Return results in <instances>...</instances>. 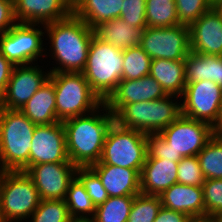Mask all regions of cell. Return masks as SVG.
Here are the masks:
<instances>
[{"instance_id":"1","label":"cell","mask_w":222,"mask_h":222,"mask_svg":"<svg viewBox=\"0 0 222 222\" xmlns=\"http://www.w3.org/2000/svg\"><path fill=\"white\" fill-rule=\"evenodd\" d=\"M100 109L103 112L99 111ZM62 123L65 129L67 154L71 163L76 167H90L98 163L107 132L114 123V115L107 106L103 103L89 115L72 117Z\"/></svg>"},{"instance_id":"2","label":"cell","mask_w":222,"mask_h":222,"mask_svg":"<svg viewBox=\"0 0 222 222\" xmlns=\"http://www.w3.org/2000/svg\"><path fill=\"white\" fill-rule=\"evenodd\" d=\"M43 29L50 39L51 58L59 65L50 69V73H82L94 30L73 13L63 20L45 24Z\"/></svg>"},{"instance_id":"3","label":"cell","mask_w":222,"mask_h":222,"mask_svg":"<svg viewBox=\"0 0 222 222\" xmlns=\"http://www.w3.org/2000/svg\"><path fill=\"white\" fill-rule=\"evenodd\" d=\"M36 124L20 110L0 107V171L29 169V154Z\"/></svg>"},{"instance_id":"4","label":"cell","mask_w":222,"mask_h":222,"mask_svg":"<svg viewBox=\"0 0 222 222\" xmlns=\"http://www.w3.org/2000/svg\"><path fill=\"white\" fill-rule=\"evenodd\" d=\"M174 98L179 97L167 95L157 100L123 105L114 114V122L126 129L157 134L181 115V104L172 100Z\"/></svg>"},{"instance_id":"5","label":"cell","mask_w":222,"mask_h":222,"mask_svg":"<svg viewBox=\"0 0 222 222\" xmlns=\"http://www.w3.org/2000/svg\"><path fill=\"white\" fill-rule=\"evenodd\" d=\"M123 50L95 35L88 50L83 75L91 89L104 102L122 80Z\"/></svg>"},{"instance_id":"6","label":"cell","mask_w":222,"mask_h":222,"mask_svg":"<svg viewBox=\"0 0 222 222\" xmlns=\"http://www.w3.org/2000/svg\"><path fill=\"white\" fill-rule=\"evenodd\" d=\"M49 80L54 84L59 121L89 114L104 103L91 89L83 73H50Z\"/></svg>"},{"instance_id":"7","label":"cell","mask_w":222,"mask_h":222,"mask_svg":"<svg viewBox=\"0 0 222 222\" xmlns=\"http://www.w3.org/2000/svg\"><path fill=\"white\" fill-rule=\"evenodd\" d=\"M40 201L39 192L26 172L0 171V203L4 222L25 221Z\"/></svg>"},{"instance_id":"8","label":"cell","mask_w":222,"mask_h":222,"mask_svg":"<svg viewBox=\"0 0 222 222\" xmlns=\"http://www.w3.org/2000/svg\"><path fill=\"white\" fill-rule=\"evenodd\" d=\"M147 154V134L114 122L107 132L101 159L95 164L114 165L140 173Z\"/></svg>"},{"instance_id":"9","label":"cell","mask_w":222,"mask_h":222,"mask_svg":"<svg viewBox=\"0 0 222 222\" xmlns=\"http://www.w3.org/2000/svg\"><path fill=\"white\" fill-rule=\"evenodd\" d=\"M36 26L40 27L17 22L7 32L0 33V53L14 66L33 64L43 55L45 32Z\"/></svg>"},{"instance_id":"10","label":"cell","mask_w":222,"mask_h":222,"mask_svg":"<svg viewBox=\"0 0 222 222\" xmlns=\"http://www.w3.org/2000/svg\"><path fill=\"white\" fill-rule=\"evenodd\" d=\"M139 46L152 60H185L191 51L190 28L184 25L146 27Z\"/></svg>"},{"instance_id":"11","label":"cell","mask_w":222,"mask_h":222,"mask_svg":"<svg viewBox=\"0 0 222 222\" xmlns=\"http://www.w3.org/2000/svg\"><path fill=\"white\" fill-rule=\"evenodd\" d=\"M181 115L217 125L222 103V88L210 80L186 83L182 95Z\"/></svg>"},{"instance_id":"12","label":"cell","mask_w":222,"mask_h":222,"mask_svg":"<svg viewBox=\"0 0 222 222\" xmlns=\"http://www.w3.org/2000/svg\"><path fill=\"white\" fill-rule=\"evenodd\" d=\"M182 157L197 156L215 135L214 128L203 121L180 115L158 133Z\"/></svg>"},{"instance_id":"13","label":"cell","mask_w":222,"mask_h":222,"mask_svg":"<svg viewBox=\"0 0 222 222\" xmlns=\"http://www.w3.org/2000/svg\"><path fill=\"white\" fill-rule=\"evenodd\" d=\"M29 154V168L45 163H71L67 154L62 121L36 125Z\"/></svg>"},{"instance_id":"14","label":"cell","mask_w":222,"mask_h":222,"mask_svg":"<svg viewBox=\"0 0 222 222\" xmlns=\"http://www.w3.org/2000/svg\"><path fill=\"white\" fill-rule=\"evenodd\" d=\"M42 71L39 65L14 66L0 107L20 110L26 102L43 86L50 76V71Z\"/></svg>"},{"instance_id":"15","label":"cell","mask_w":222,"mask_h":222,"mask_svg":"<svg viewBox=\"0 0 222 222\" xmlns=\"http://www.w3.org/2000/svg\"><path fill=\"white\" fill-rule=\"evenodd\" d=\"M76 169L73 163H45L31 166L26 174L33 180L41 200H65Z\"/></svg>"},{"instance_id":"16","label":"cell","mask_w":222,"mask_h":222,"mask_svg":"<svg viewBox=\"0 0 222 222\" xmlns=\"http://www.w3.org/2000/svg\"><path fill=\"white\" fill-rule=\"evenodd\" d=\"M166 96L161 84L151 75H146L140 79L121 80L104 104L114 115L123 105L157 100Z\"/></svg>"},{"instance_id":"17","label":"cell","mask_w":222,"mask_h":222,"mask_svg":"<svg viewBox=\"0 0 222 222\" xmlns=\"http://www.w3.org/2000/svg\"><path fill=\"white\" fill-rule=\"evenodd\" d=\"M73 0H15L17 22L45 25L72 14Z\"/></svg>"},{"instance_id":"18","label":"cell","mask_w":222,"mask_h":222,"mask_svg":"<svg viewBox=\"0 0 222 222\" xmlns=\"http://www.w3.org/2000/svg\"><path fill=\"white\" fill-rule=\"evenodd\" d=\"M189 28L192 52L222 56V17L214 7Z\"/></svg>"},{"instance_id":"19","label":"cell","mask_w":222,"mask_h":222,"mask_svg":"<svg viewBox=\"0 0 222 222\" xmlns=\"http://www.w3.org/2000/svg\"><path fill=\"white\" fill-rule=\"evenodd\" d=\"M90 168L98 175L109 197L136 196L140 191V173L107 164H93Z\"/></svg>"},{"instance_id":"20","label":"cell","mask_w":222,"mask_h":222,"mask_svg":"<svg viewBox=\"0 0 222 222\" xmlns=\"http://www.w3.org/2000/svg\"><path fill=\"white\" fill-rule=\"evenodd\" d=\"M178 163L168 159L146 158L140 172L141 193L159 196L176 184Z\"/></svg>"},{"instance_id":"21","label":"cell","mask_w":222,"mask_h":222,"mask_svg":"<svg viewBox=\"0 0 222 222\" xmlns=\"http://www.w3.org/2000/svg\"><path fill=\"white\" fill-rule=\"evenodd\" d=\"M163 207L193 217H205V204L202 187L173 184L161 195Z\"/></svg>"},{"instance_id":"22","label":"cell","mask_w":222,"mask_h":222,"mask_svg":"<svg viewBox=\"0 0 222 222\" xmlns=\"http://www.w3.org/2000/svg\"><path fill=\"white\" fill-rule=\"evenodd\" d=\"M20 111L36 125H49L59 122L56 115L54 84L48 79Z\"/></svg>"},{"instance_id":"23","label":"cell","mask_w":222,"mask_h":222,"mask_svg":"<svg viewBox=\"0 0 222 222\" xmlns=\"http://www.w3.org/2000/svg\"><path fill=\"white\" fill-rule=\"evenodd\" d=\"M124 0H73L72 13L94 29L113 18H120Z\"/></svg>"},{"instance_id":"24","label":"cell","mask_w":222,"mask_h":222,"mask_svg":"<svg viewBox=\"0 0 222 222\" xmlns=\"http://www.w3.org/2000/svg\"><path fill=\"white\" fill-rule=\"evenodd\" d=\"M93 30L98 39L108 42L121 50L138 46L143 33L142 28L133 27L121 18L105 21L97 25Z\"/></svg>"},{"instance_id":"25","label":"cell","mask_w":222,"mask_h":222,"mask_svg":"<svg viewBox=\"0 0 222 222\" xmlns=\"http://www.w3.org/2000/svg\"><path fill=\"white\" fill-rule=\"evenodd\" d=\"M184 65L186 83L210 80L222 88V56L190 51Z\"/></svg>"},{"instance_id":"26","label":"cell","mask_w":222,"mask_h":222,"mask_svg":"<svg viewBox=\"0 0 222 222\" xmlns=\"http://www.w3.org/2000/svg\"><path fill=\"white\" fill-rule=\"evenodd\" d=\"M185 60L155 59L151 61L149 75H151L167 95L181 96L184 93Z\"/></svg>"},{"instance_id":"27","label":"cell","mask_w":222,"mask_h":222,"mask_svg":"<svg viewBox=\"0 0 222 222\" xmlns=\"http://www.w3.org/2000/svg\"><path fill=\"white\" fill-rule=\"evenodd\" d=\"M65 202L71 218L85 219L93 218L95 215L96 207L88 196L85 186L77 177L69 183Z\"/></svg>"},{"instance_id":"28","label":"cell","mask_w":222,"mask_h":222,"mask_svg":"<svg viewBox=\"0 0 222 222\" xmlns=\"http://www.w3.org/2000/svg\"><path fill=\"white\" fill-rule=\"evenodd\" d=\"M197 158L205 179H222V135L215 134Z\"/></svg>"},{"instance_id":"29","label":"cell","mask_w":222,"mask_h":222,"mask_svg":"<svg viewBox=\"0 0 222 222\" xmlns=\"http://www.w3.org/2000/svg\"><path fill=\"white\" fill-rule=\"evenodd\" d=\"M147 27L180 25L175 0H146Z\"/></svg>"},{"instance_id":"30","label":"cell","mask_w":222,"mask_h":222,"mask_svg":"<svg viewBox=\"0 0 222 222\" xmlns=\"http://www.w3.org/2000/svg\"><path fill=\"white\" fill-rule=\"evenodd\" d=\"M135 196L108 197L96 206L95 222H127Z\"/></svg>"},{"instance_id":"31","label":"cell","mask_w":222,"mask_h":222,"mask_svg":"<svg viewBox=\"0 0 222 222\" xmlns=\"http://www.w3.org/2000/svg\"><path fill=\"white\" fill-rule=\"evenodd\" d=\"M151 61L139 45L123 50L122 80L140 79L149 75Z\"/></svg>"},{"instance_id":"32","label":"cell","mask_w":222,"mask_h":222,"mask_svg":"<svg viewBox=\"0 0 222 222\" xmlns=\"http://www.w3.org/2000/svg\"><path fill=\"white\" fill-rule=\"evenodd\" d=\"M161 207L159 196L140 193L134 197L127 222H154Z\"/></svg>"},{"instance_id":"33","label":"cell","mask_w":222,"mask_h":222,"mask_svg":"<svg viewBox=\"0 0 222 222\" xmlns=\"http://www.w3.org/2000/svg\"><path fill=\"white\" fill-rule=\"evenodd\" d=\"M30 222H70L72 219L65 200H41Z\"/></svg>"},{"instance_id":"34","label":"cell","mask_w":222,"mask_h":222,"mask_svg":"<svg viewBox=\"0 0 222 222\" xmlns=\"http://www.w3.org/2000/svg\"><path fill=\"white\" fill-rule=\"evenodd\" d=\"M76 177L85 186L88 196L96 206L108 199V194L98 175L90 167H77Z\"/></svg>"},{"instance_id":"35","label":"cell","mask_w":222,"mask_h":222,"mask_svg":"<svg viewBox=\"0 0 222 222\" xmlns=\"http://www.w3.org/2000/svg\"><path fill=\"white\" fill-rule=\"evenodd\" d=\"M175 4L180 25L188 27L213 7L209 0H175Z\"/></svg>"},{"instance_id":"36","label":"cell","mask_w":222,"mask_h":222,"mask_svg":"<svg viewBox=\"0 0 222 222\" xmlns=\"http://www.w3.org/2000/svg\"><path fill=\"white\" fill-rule=\"evenodd\" d=\"M202 190L205 216L219 218L222 215V179H205Z\"/></svg>"},{"instance_id":"37","label":"cell","mask_w":222,"mask_h":222,"mask_svg":"<svg viewBox=\"0 0 222 222\" xmlns=\"http://www.w3.org/2000/svg\"><path fill=\"white\" fill-rule=\"evenodd\" d=\"M204 182L197 156L183 157L178 163L177 183L202 187Z\"/></svg>"},{"instance_id":"38","label":"cell","mask_w":222,"mask_h":222,"mask_svg":"<svg viewBox=\"0 0 222 222\" xmlns=\"http://www.w3.org/2000/svg\"><path fill=\"white\" fill-rule=\"evenodd\" d=\"M146 0H124L120 18L133 27H147L146 23Z\"/></svg>"},{"instance_id":"39","label":"cell","mask_w":222,"mask_h":222,"mask_svg":"<svg viewBox=\"0 0 222 222\" xmlns=\"http://www.w3.org/2000/svg\"><path fill=\"white\" fill-rule=\"evenodd\" d=\"M147 151L146 158L168 159L174 162H180L183 158L176 154L158 133L147 134Z\"/></svg>"},{"instance_id":"40","label":"cell","mask_w":222,"mask_h":222,"mask_svg":"<svg viewBox=\"0 0 222 222\" xmlns=\"http://www.w3.org/2000/svg\"><path fill=\"white\" fill-rule=\"evenodd\" d=\"M14 3L9 0H0V33L7 32L16 23Z\"/></svg>"},{"instance_id":"41","label":"cell","mask_w":222,"mask_h":222,"mask_svg":"<svg viewBox=\"0 0 222 222\" xmlns=\"http://www.w3.org/2000/svg\"><path fill=\"white\" fill-rule=\"evenodd\" d=\"M14 65L0 53V100L3 98Z\"/></svg>"},{"instance_id":"42","label":"cell","mask_w":222,"mask_h":222,"mask_svg":"<svg viewBox=\"0 0 222 222\" xmlns=\"http://www.w3.org/2000/svg\"><path fill=\"white\" fill-rule=\"evenodd\" d=\"M190 219L184 213L161 207L154 222H187Z\"/></svg>"},{"instance_id":"43","label":"cell","mask_w":222,"mask_h":222,"mask_svg":"<svg viewBox=\"0 0 222 222\" xmlns=\"http://www.w3.org/2000/svg\"><path fill=\"white\" fill-rule=\"evenodd\" d=\"M187 222H219V218L216 217H193L190 218Z\"/></svg>"},{"instance_id":"44","label":"cell","mask_w":222,"mask_h":222,"mask_svg":"<svg viewBox=\"0 0 222 222\" xmlns=\"http://www.w3.org/2000/svg\"><path fill=\"white\" fill-rule=\"evenodd\" d=\"M215 134L222 135V103L217 125L214 127Z\"/></svg>"},{"instance_id":"45","label":"cell","mask_w":222,"mask_h":222,"mask_svg":"<svg viewBox=\"0 0 222 222\" xmlns=\"http://www.w3.org/2000/svg\"><path fill=\"white\" fill-rule=\"evenodd\" d=\"M213 7L215 8V10L221 15L222 17V0H218Z\"/></svg>"},{"instance_id":"46","label":"cell","mask_w":222,"mask_h":222,"mask_svg":"<svg viewBox=\"0 0 222 222\" xmlns=\"http://www.w3.org/2000/svg\"><path fill=\"white\" fill-rule=\"evenodd\" d=\"M70 222H95V221L92 218H85V219L72 218Z\"/></svg>"},{"instance_id":"47","label":"cell","mask_w":222,"mask_h":222,"mask_svg":"<svg viewBox=\"0 0 222 222\" xmlns=\"http://www.w3.org/2000/svg\"><path fill=\"white\" fill-rule=\"evenodd\" d=\"M0 222H4L3 218H2V215H1V203H0Z\"/></svg>"},{"instance_id":"48","label":"cell","mask_w":222,"mask_h":222,"mask_svg":"<svg viewBox=\"0 0 222 222\" xmlns=\"http://www.w3.org/2000/svg\"><path fill=\"white\" fill-rule=\"evenodd\" d=\"M214 5L218 0H209Z\"/></svg>"},{"instance_id":"49","label":"cell","mask_w":222,"mask_h":222,"mask_svg":"<svg viewBox=\"0 0 222 222\" xmlns=\"http://www.w3.org/2000/svg\"><path fill=\"white\" fill-rule=\"evenodd\" d=\"M219 222H222V215L219 217Z\"/></svg>"}]
</instances>
